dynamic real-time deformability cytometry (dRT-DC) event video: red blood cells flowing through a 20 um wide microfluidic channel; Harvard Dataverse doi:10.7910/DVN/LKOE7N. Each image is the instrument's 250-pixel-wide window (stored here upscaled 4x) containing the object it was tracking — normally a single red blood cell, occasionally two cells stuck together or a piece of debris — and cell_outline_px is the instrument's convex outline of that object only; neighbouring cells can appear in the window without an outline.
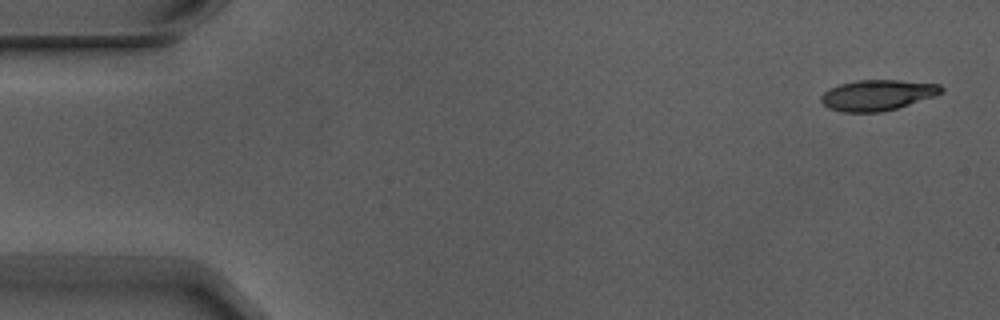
{"species": "Egyptian fruit bat (a non-hibernating species)", "species_latin": "Rousettus aegyptiacus", "temperature_condition": "warm", "stored_images_in_passage": 6, "camera_frame_rate_fps": 3000, "um_per_image_px": 0.085, "animal": {"sex": "male"}, "frame": {"image": 1, "passage_image": 1, "time_ms": 0.0, "image_size_px": [1000, 320], "cell_outline_px": [[944, 92], [936, 96], [896, 108], [880, 112], [844, 112], [828, 108], [820, 100], [820, 96], [828, 88], [840, 84], [856, 80], [900, 80], [940, 84], [944, 88]], "centroid_in_image_um": [74.59, 8.07], "position_along_channel_um": 10.4, "area_um2": 21.62}}
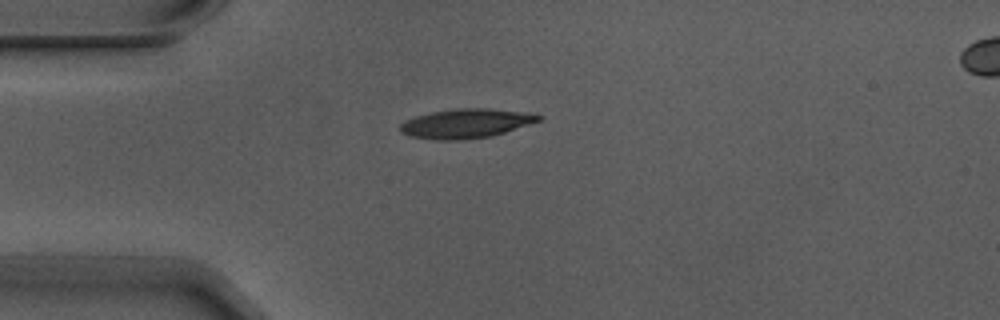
{"frame": {"image": 2, "passage_image": 4, "time_ms": 1.0, "image_size_px": [1000, 320], "cell_outline_px": [[544, 120], [492, 136], [464, 140], [436, 140], [408, 136], [400, 132], [400, 124], [416, 116], [432, 112], [456, 108], [488, 108], [528, 112], [544, 116]], "centroid_in_image_um": [39.67, 10.5], "position_along_channel_um": 45.3, "area_um2": 23.93}}